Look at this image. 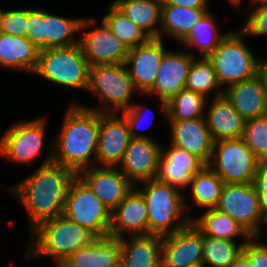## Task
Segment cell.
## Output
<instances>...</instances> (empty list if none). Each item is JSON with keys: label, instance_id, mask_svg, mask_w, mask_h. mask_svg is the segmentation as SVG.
<instances>
[{"label": "cell", "instance_id": "1", "mask_svg": "<svg viewBox=\"0 0 267 267\" xmlns=\"http://www.w3.org/2000/svg\"><path fill=\"white\" fill-rule=\"evenodd\" d=\"M50 156L35 172L12 188V193L25 206L33 230L41 222L63 214L66 195L76 174L53 162Z\"/></svg>", "mask_w": 267, "mask_h": 267}, {"label": "cell", "instance_id": "2", "mask_svg": "<svg viewBox=\"0 0 267 267\" xmlns=\"http://www.w3.org/2000/svg\"><path fill=\"white\" fill-rule=\"evenodd\" d=\"M98 140L99 112L71 104L57 141L53 143V162L78 175L92 167L89 158L96 157Z\"/></svg>", "mask_w": 267, "mask_h": 267}, {"label": "cell", "instance_id": "3", "mask_svg": "<svg viewBox=\"0 0 267 267\" xmlns=\"http://www.w3.org/2000/svg\"><path fill=\"white\" fill-rule=\"evenodd\" d=\"M31 231L34 241L27 248L25 259L52 256L57 266L95 239L90 231L63 214L41 222Z\"/></svg>", "mask_w": 267, "mask_h": 267}, {"label": "cell", "instance_id": "4", "mask_svg": "<svg viewBox=\"0 0 267 267\" xmlns=\"http://www.w3.org/2000/svg\"><path fill=\"white\" fill-rule=\"evenodd\" d=\"M142 183L145 184L144 189L137 190L146 203L148 234L165 236L175 233L192 222L191 216L187 214V204L179 189L156 179ZM171 224H173L172 227Z\"/></svg>", "mask_w": 267, "mask_h": 267}, {"label": "cell", "instance_id": "5", "mask_svg": "<svg viewBox=\"0 0 267 267\" xmlns=\"http://www.w3.org/2000/svg\"><path fill=\"white\" fill-rule=\"evenodd\" d=\"M90 65L80 44L65 48H50L39 51L33 73L52 83L78 89L88 88Z\"/></svg>", "mask_w": 267, "mask_h": 267}, {"label": "cell", "instance_id": "6", "mask_svg": "<svg viewBox=\"0 0 267 267\" xmlns=\"http://www.w3.org/2000/svg\"><path fill=\"white\" fill-rule=\"evenodd\" d=\"M243 36L245 33L241 29L228 33L208 57L220 86L225 84L228 87L258 74L261 59H257L250 51Z\"/></svg>", "mask_w": 267, "mask_h": 267}, {"label": "cell", "instance_id": "7", "mask_svg": "<svg viewBox=\"0 0 267 267\" xmlns=\"http://www.w3.org/2000/svg\"><path fill=\"white\" fill-rule=\"evenodd\" d=\"M111 211L78 176L71 181L63 215L90 231L95 237L110 235Z\"/></svg>", "mask_w": 267, "mask_h": 267}, {"label": "cell", "instance_id": "8", "mask_svg": "<svg viewBox=\"0 0 267 267\" xmlns=\"http://www.w3.org/2000/svg\"><path fill=\"white\" fill-rule=\"evenodd\" d=\"M211 158L208 166L224 184L252 183L260 164L243 138L214 141Z\"/></svg>", "mask_w": 267, "mask_h": 267}, {"label": "cell", "instance_id": "9", "mask_svg": "<svg viewBox=\"0 0 267 267\" xmlns=\"http://www.w3.org/2000/svg\"><path fill=\"white\" fill-rule=\"evenodd\" d=\"M125 66L124 63L90 66L87 90L96 94L104 104H108L105 109L91 110L117 113L132 105L129 101L136 88Z\"/></svg>", "mask_w": 267, "mask_h": 267}, {"label": "cell", "instance_id": "10", "mask_svg": "<svg viewBox=\"0 0 267 267\" xmlns=\"http://www.w3.org/2000/svg\"><path fill=\"white\" fill-rule=\"evenodd\" d=\"M216 209L228 214L251 237H260L261 226L266 224L260 211L259 194L252 183L224 184Z\"/></svg>", "mask_w": 267, "mask_h": 267}, {"label": "cell", "instance_id": "11", "mask_svg": "<svg viewBox=\"0 0 267 267\" xmlns=\"http://www.w3.org/2000/svg\"><path fill=\"white\" fill-rule=\"evenodd\" d=\"M45 118L16 122L0 139V156L18 163H30L42 152Z\"/></svg>", "mask_w": 267, "mask_h": 267}, {"label": "cell", "instance_id": "12", "mask_svg": "<svg viewBox=\"0 0 267 267\" xmlns=\"http://www.w3.org/2000/svg\"><path fill=\"white\" fill-rule=\"evenodd\" d=\"M203 233L191 222L175 233L162 236V267L202 265Z\"/></svg>", "mask_w": 267, "mask_h": 267}, {"label": "cell", "instance_id": "13", "mask_svg": "<svg viewBox=\"0 0 267 267\" xmlns=\"http://www.w3.org/2000/svg\"><path fill=\"white\" fill-rule=\"evenodd\" d=\"M116 112H99V140L96 161L101 166L118 167L131 139L125 116Z\"/></svg>", "mask_w": 267, "mask_h": 267}, {"label": "cell", "instance_id": "14", "mask_svg": "<svg viewBox=\"0 0 267 267\" xmlns=\"http://www.w3.org/2000/svg\"><path fill=\"white\" fill-rule=\"evenodd\" d=\"M98 166L93 165L81 171L78 176L112 212L134 188V185L118 167Z\"/></svg>", "mask_w": 267, "mask_h": 267}, {"label": "cell", "instance_id": "15", "mask_svg": "<svg viewBox=\"0 0 267 267\" xmlns=\"http://www.w3.org/2000/svg\"><path fill=\"white\" fill-rule=\"evenodd\" d=\"M166 51L163 40L159 38H151L148 42L129 49L124 64L132 65L127 70L136 92L147 94L152 89Z\"/></svg>", "mask_w": 267, "mask_h": 267}, {"label": "cell", "instance_id": "16", "mask_svg": "<svg viewBox=\"0 0 267 267\" xmlns=\"http://www.w3.org/2000/svg\"><path fill=\"white\" fill-rule=\"evenodd\" d=\"M161 146L152 138H131L119 170L136 186L156 178Z\"/></svg>", "mask_w": 267, "mask_h": 267}, {"label": "cell", "instance_id": "17", "mask_svg": "<svg viewBox=\"0 0 267 267\" xmlns=\"http://www.w3.org/2000/svg\"><path fill=\"white\" fill-rule=\"evenodd\" d=\"M194 57L190 53L166 51L161 60L157 79L147 95L153 96L156 94L158 96L165 117L166 103L181 90L185 89L187 74Z\"/></svg>", "mask_w": 267, "mask_h": 267}, {"label": "cell", "instance_id": "18", "mask_svg": "<svg viewBox=\"0 0 267 267\" xmlns=\"http://www.w3.org/2000/svg\"><path fill=\"white\" fill-rule=\"evenodd\" d=\"M207 164L195 154L171 145L168 151L161 147L156 180L179 190L190 185L192 177Z\"/></svg>", "mask_w": 267, "mask_h": 267}, {"label": "cell", "instance_id": "19", "mask_svg": "<svg viewBox=\"0 0 267 267\" xmlns=\"http://www.w3.org/2000/svg\"><path fill=\"white\" fill-rule=\"evenodd\" d=\"M79 44L90 66L124 63L129 51L103 19L100 28L82 33Z\"/></svg>", "mask_w": 267, "mask_h": 267}, {"label": "cell", "instance_id": "20", "mask_svg": "<svg viewBox=\"0 0 267 267\" xmlns=\"http://www.w3.org/2000/svg\"><path fill=\"white\" fill-rule=\"evenodd\" d=\"M135 187L111 213L110 236L114 238H123L126 231L133 236L148 235L146 203Z\"/></svg>", "mask_w": 267, "mask_h": 267}, {"label": "cell", "instance_id": "21", "mask_svg": "<svg viewBox=\"0 0 267 267\" xmlns=\"http://www.w3.org/2000/svg\"><path fill=\"white\" fill-rule=\"evenodd\" d=\"M223 95L245 121L267 115V95L259 74L229 85Z\"/></svg>", "mask_w": 267, "mask_h": 267}, {"label": "cell", "instance_id": "22", "mask_svg": "<svg viewBox=\"0 0 267 267\" xmlns=\"http://www.w3.org/2000/svg\"><path fill=\"white\" fill-rule=\"evenodd\" d=\"M169 122L172 129L171 145L195 154L208 165L213 153L214 140L205 118Z\"/></svg>", "mask_w": 267, "mask_h": 267}, {"label": "cell", "instance_id": "23", "mask_svg": "<svg viewBox=\"0 0 267 267\" xmlns=\"http://www.w3.org/2000/svg\"><path fill=\"white\" fill-rule=\"evenodd\" d=\"M206 114L204 118L214 141L242 138L246 121L222 90L217 91Z\"/></svg>", "mask_w": 267, "mask_h": 267}, {"label": "cell", "instance_id": "24", "mask_svg": "<svg viewBox=\"0 0 267 267\" xmlns=\"http://www.w3.org/2000/svg\"><path fill=\"white\" fill-rule=\"evenodd\" d=\"M121 241L113 236L95 237L88 245L79 248L61 267H111L120 260Z\"/></svg>", "mask_w": 267, "mask_h": 267}, {"label": "cell", "instance_id": "25", "mask_svg": "<svg viewBox=\"0 0 267 267\" xmlns=\"http://www.w3.org/2000/svg\"><path fill=\"white\" fill-rule=\"evenodd\" d=\"M121 241L120 260L124 267H162V236L148 234Z\"/></svg>", "mask_w": 267, "mask_h": 267}, {"label": "cell", "instance_id": "26", "mask_svg": "<svg viewBox=\"0 0 267 267\" xmlns=\"http://www.w3.org/2000/svg\"><path fill=\"white\" fill-rule=\"evenodd\" d=\"M39 51L26 37L0 32V66L32 73L38 62Z\"/></svg>", "mask_w": 267, "mask_h": 267}, {"label": "cell", "instance_id": "27", "mask_svg": "<svg viewBox=\"0 0 267 267\" xmlns=\"http://www.w3.org/2000/svg\"><path fill=\"white\" fill-rule=\"evenodd\" d=\"M207 12V8H187L162 4L159 39H162V34H166L181 42Z\"/></svg>", "mask_w": 267, "mask_h": 267}, {"label": "cell", "instance_id": "28", "mask_svg": "<svg viewBox=\"0 0 267 267\" xmlns=\"http://www.w3.org/2000/svg\"><path fill=\"white\" fill-rule=\"evenodd\" d=\"M93 18L71 19L52 15L46 12V49L65 48L79 43L76 40V32L90 26H94Z\"/></svg>", "mask_w": 267, "mask_h": 267}, {"label": "cell", "instance_id": "29", "mask_svg": "<svg viewBox=\"0 0 267 267\" xmlns=\"http://www.w3.org/2000/svg\"><path fill=\"white\" fill-rule=\"evenodd\" d=\"M112 3L151 38H159L162 0H115Z\"/></svg>", "mask_w": 267, "mask_h": 267}, {"label": "cell", "instance_id": "30", "mask_svg": "<svg viewBox=\"0 0 267 267\" xmlns=\"http://www.w3.org/2000/svg\"><path fill=\"white\" fill-rule=\"evenodd\" d=\"M192 222L204 235L211 237L231 241L239 236L251 237L239 223L216 208L205 210L199 218H192Z\"/></svg>", "mask_w": 267, "mask_h": 267}, {"label": "cell", "instance_id": "31", "mask_svg": "<svg viewBox=\"0 0 267 267\" xmlns=\"http://www.w3.org/2000/svg\"><path fill=\"white\" fill-rule=\"evenodd\" d=\"M190 185L195 205L207 210L217 207L224 182L208 165L192 177Z\"/></svg>", "mask_w": 267, "mask_h": 267}, {"label": "cell", "instance_id": "32", "mask_svg": "<svg viewBox=\"0 0 267 267\" xmlns=\"http://www.w3.org/2000/svg\"><path fill=\"white\" fill-rule=\"evenodd\" d=\"M228 35L218 33L214 17L209 11L197 21L190 33L181 41L187 48L198 47L202 57H209L219 43Z\"/></svg>", "mask_w": 267, "mask_h": 267}, {"label": "cell", "instance_id": "33", "mask_svg": "<svg viewBox=\"0 0 267 267\" xmlns=\"http://www.w3.org/2000/svg\"><path fill=\"white\" fill-rule=\"evenodd\" d=\"M103 20L110 27L112 33L123 42L128 49L148 42L151 37L129 19L120 9L113 3L109 6Z\"/></svg>", "mask_w": 267, "mask_h": 267}, {"label": "cell", "instance_id": "34", "mask_svg": "<svg viewBox=\"0 0 267 267\" xmlns=\"http://www.w3.org/2000/svg\"><path fill=\"white\" fill-rule=\"evenodd\" d=\"M206 98L198 92L183 89L166 103V117L170 121L204 118Z\"/></svg>", "mask_w": 267, "mask_h": 267}, {"label": "cell", "instance_id": "35", "mask_svg": "<svg viewBox=\"0 0 267 267\" xmlns=\"http://www.w3.org/2000/svg\"><path fill=\"white\" fill-rule=\"evenodd\" d=\"M246 239L240 244L231 240L219 239L203 234L202 265L229 267L242 253Z\"/></svg>", "mask_w": 267, "mask_h": 267}, {"label": "cell", "instance_id": "36", "mask_svg": "<svg viewBox=\"0 0 267 267\" xmlns=\"http://www.w3.org/2000/svg\"><path fill=\"white\" fill-rule=\"evenodd\" d=\"M213 63L207 58L193 59L187 74L185 89L198 92L207 97L208 93L220 88ZM207 95V96H206Z\"/></svg>", "mask_w": 267, "mask_h": 267}, {"label": "cell", "instance_id": "37", "mask_svg": "<svg viewBox=\"0 0 267 267\" xmlns=\"http://www.w3.org/2000/svg\"><path fill=\"white\" fill-rule=\"evenodd\" d=\"M242 138L260 162L267 161V115L247 120Z\"/></svg>", "mask_w": 267, "mask_h": 267}, {"label": "cell", "instance_id": "38", "mask_svg": "<svg viewBox=\"0 0 267 267\" xmlns=\"http://www.w3.org/2000/svg\"><path fill=\"white\" fill-rule=\"evenodd\" d=\"M27 34L29 39L39 50L46 49V11L27 9Z\"/></svg>", "mask_w": 267, "mask_h": 267}, {"label": "cell", "instance_id": "39", "mask_svg": "<svg viewBox=\"0 0 267 267\" xmlns=\"http://www.w3.org/2000/svg\"><path fill=\"white\" fill-rule=\"evenodd\" d=\"M27 9L7 10L3 12L0 32L9 35L26 37Z\"/></svg>", "mask_w": 267, "mask_h": 267}, {"label": "cell", "instance_id": "40", "mask_svg": "<svg viewBox=\"0 0 267 267\" xmlns=\"http://www.w3.org/2000/svg\"><path fill=\"white\" fill-rule=\"evenodd\" d=\"M249 13L248 19L244 22L240 29L246 36H262L267 34V4L253 6Z\"/></svg>", "mask_w": 267, "mask_h": 267}, {"label": "cell", "instance_id": "41", "mask_svg": "<svg viewBox=\"0 0 267 267\" xmlns=\"http://www.w3.org/2000/svg\"><path fill=\"white\" fill-rule=\"evenodd\" d=\"M259 238L250 237L243 246L242 253L248 258L251 267H267V244L259 243Z\"/></svg>", "mask_w": 267, "mask_h": 267}, {"label": "cell", "instance_id": "42", "mask_svg": "<svg viewBox=\"0 0 267 267\" xmlns=\"http://www.w3.org/2000/svg\"><path fill=\"white\" fill-rule=\"evenodd\" d=\"M143 108L145 109L146 107L143 105H139V104L138 105L132 104L127 110L121 112L125 116L126 121L128 123L131 138H150L141 133L138 134L137 130L135 129V128H138V125L140 124L141 119H143L142 112H141ZM146 109L148 111L149 108H146Z\"/></svg>", "mask_w": 267, "mask_h": 267}, {"label": "cell", "instance_id": "43", "mask_svg": "<svg viewBox=\"0 0 267 267\" xmlns=\"http://www.w3.org/2000/svg\"><path fill=\"white\" fill-rule=\"evenodd\" d=\"M252 184L256 192H267V161L260 162Z\"/></svg>", "mask_w": 267, "mask_h": 267}, {"label": "cell", "instance_id": "44", "mask_svg": "<svg viewBox=\"0 0 267 267\" xmlns=\"http://www.w3.org/2000/svg\"><path fill=\"white\" fill-rule=\"evenodd\" d=\"M162 4H170L187 8H207L208 0H162Z\"/></svg>", "mask_w": 267, "mask_h": 267}, {"label": "cell", "instance_id": "45", "mask_svg": "<svg viewBox=\"0 0 267 267\" xmlns=\"http://www.w3.org/2000/svg\"><path fill=\"white\" fill-rule=\"evenodd\" d=\"M259 194L260 211L263 220L267 223V192H257Z\"/></svg>", "mask_w": 267, "mask_h": 267}, {"label": "cell", "instance_id": "46", "mask_svg": "<svg viewBox=\"0 0 267 267\" xmlns=\"http://www.w3.org/2000/svg\"><path fill=\"white\" fill-rule=\"evenodd\" d=\"M258 74L260 75L262 81H263V84H264V89H265V92H266V95H267V60H262L260 61V64H259V71H258Z\"/></svg>", "mask_w": 267, "mask_h": 267}, {"label": "cell", "instance_id": "47", "mask_svg": "<svg viewBox=\"0 0 267 267\" xmlns=\"http://www.w3.org/2000/svg\"><path fill=\"white\" fill-rule=\"evenodd\" d=\"M229 267H251L248 258L241 253L240 256Z\"/></svg>", "mask_w": 267, "mask_h": 267}, {"label": "cell", "instance_id": "48", "mask_svg": "<svg viewBox=\"0 0 267 267\" xmlns=\"http://www.w3.org/2000/svg\"><path fill=\"white\" fill-rule=\"evenodd\" d=\"M253 5L256 6L267 4V0H250Z\"/></svg>", "mask_w": 267, "mask_h": 267}, {"label": "cell", "instance_id": "49", "mask_svg": "<svg viewBox=\"0 0 267 267\" xmlns=\"http://www.w3.org/2000/svg\"><path fill=\"white\" fill-rule=\"evenodd\" d=\"M233 6L239 7L241 5L242 0H229Z\"/></svg>", "mask_w": 267, "mask_h": 267}, {"label": "cell", "instance_id": "50", "mask_svg": "<svg viewBox=\"0 0 267 267\" xmlns=\"http://www.w3.org/2000/svg\"><path fill=\"white\" fill-rule=\"evenodd\" d=\"M111 267H124L123 263L121 260H119L117 263H115L113 266Z\"/></svg>", "mask_w": 267, "mask_h": 267}, {"label": "cell", "instance_id": "51", "mask_svg": "<svg viewBox=\"0 0 267 267\" xmlns=\"http://www.w3.org/2000/svg\"><path fill=\"white\" fill-rule=\"evenodd\" d=\"M3 12L1 9H0V22H1V18H2V15H3Z\"/></svg>", "mask_w": 267, "mask_h": 267}]
</instances>
